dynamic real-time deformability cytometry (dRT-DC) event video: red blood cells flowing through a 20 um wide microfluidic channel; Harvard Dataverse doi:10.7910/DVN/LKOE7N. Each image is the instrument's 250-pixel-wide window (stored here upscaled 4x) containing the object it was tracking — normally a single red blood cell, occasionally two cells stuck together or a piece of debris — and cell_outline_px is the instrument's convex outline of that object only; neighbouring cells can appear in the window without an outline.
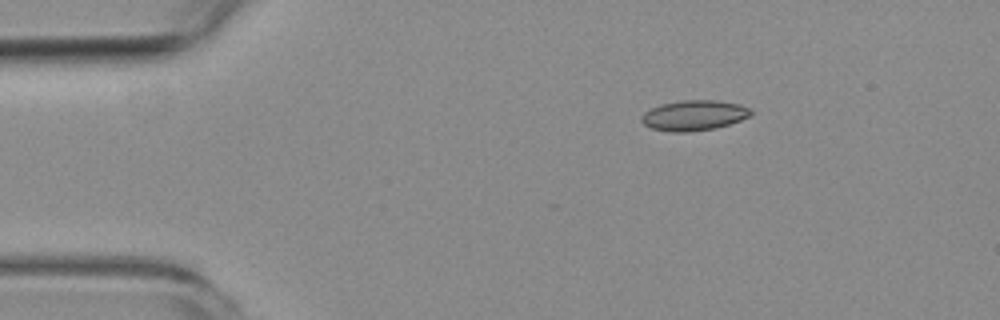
{"species": "common noctule bat (a hibernating species)", "species_latin": "Nyctalus noctula", "temperature_condition": "room temperature", "stored_images_in_passage": 3, "camera_frame_rate_fps": 3000, "um_per_image_px": 0.085, "animal": {"sex": "female", "body_mass_g": 19.3, "forearm_length_mm": 54.1}, "frame": {"image": 1, "passage_image": 1, "time_ms": 0.0, "image_size_px": [1000, 320], "cell_outline_px": [[752, 112], [748, 116], [740, 120], [716, 128], [688, 132], [672, 132], [652, 128], [644, 124], [640, 120], [640, 116], [644, 112], [660, 104], [684, 100], [716, 100], [740, 104], [752, 108]], "centroid_in_image_um": [58.98, 9.8], "position_along_channel_um": 26.0, "area_um2": 19.31}}